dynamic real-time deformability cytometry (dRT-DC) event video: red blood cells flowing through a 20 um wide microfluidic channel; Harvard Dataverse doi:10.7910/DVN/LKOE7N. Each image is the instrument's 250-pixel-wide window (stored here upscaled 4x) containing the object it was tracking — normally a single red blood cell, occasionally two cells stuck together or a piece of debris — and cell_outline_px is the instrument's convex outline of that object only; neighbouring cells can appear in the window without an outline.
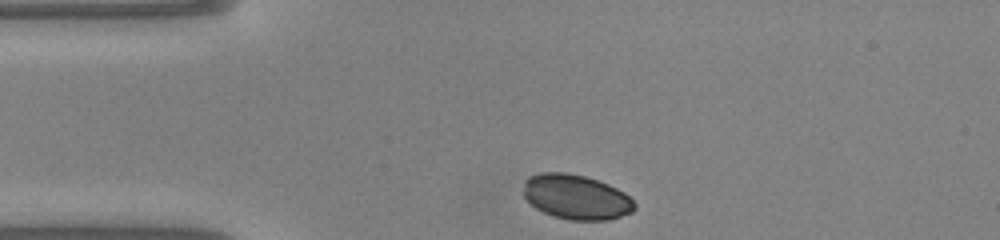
{"species": "common noctule bat (a hibernating species)", "species_latin": "Nyctalus noctula", "temperature_condition": "warm", "stored_images_in_passage": 31, "camera_frame_rate_fps": 3000, "um_per_image_px": 0.085, "animal": {"sex": "male", "body_mass_g": 20.0, "forearm_length_mm": 53.3}, "frame": {"image": 1, "passage_image": 1, "time_ms": 0.0, "image_size_px": [1000, 240], "cell_outline_px": [[636, 208], [632, 212], [608, 220], [572, 220], [552, 216], [536, 208], [524, 196], [524, 180], [528, 176], [540, 172], [564, 172], [584, 176], [608, 184], [624, 192], [636, 204]], "centroid_in_image_um": [48.96, 16.74], "position_along_channel_um": 36.0, "area_um2": 28.96}}
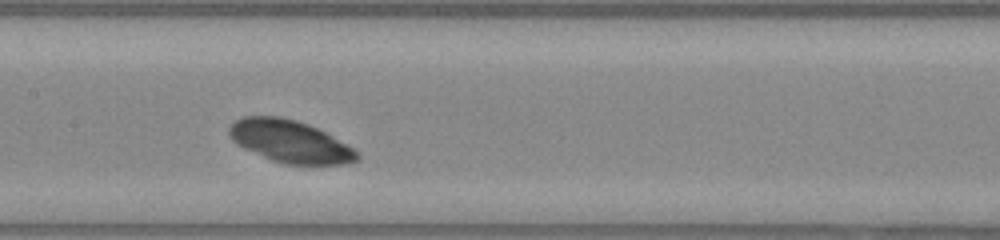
{"frame": {"image": 2, "passage_image": 14, "time_ms": 4.333, "image_size_px": [1000, 240], "cell_outline_px": [[360, 160], [344, 164], [284, 164], [272, 160], [244, 148], [236, 144], [232, 140], [228, 132], [228, 128], [236, 120], [244, 116], [280, 116], [296, 120], [308, 124], [348, 144], [360, 152]], "centroid_in_image_um": [24.67, 12.02], "position_along_channel_um": 182.7, "area_um2": 31.56}}
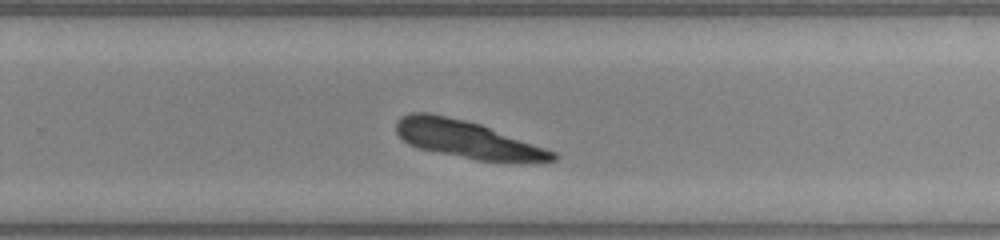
{"frame": {"image": 3, "passage_image": 22, "time_ms": 7.0, "image_size_px": [1000, 240], "cell_outline_px": [[560, 156], [556, 160], [476, 160], [420, 148], [408, 144], [396, 132], [396, 120], [400, 116], [408, 112], [428, 112], [464, 120], [480, 124], [556, 152]], "centroid_in_image_um": [39.62, 11.81], "position_along_channel_um": 290.2, "area_um2": 33.29}}